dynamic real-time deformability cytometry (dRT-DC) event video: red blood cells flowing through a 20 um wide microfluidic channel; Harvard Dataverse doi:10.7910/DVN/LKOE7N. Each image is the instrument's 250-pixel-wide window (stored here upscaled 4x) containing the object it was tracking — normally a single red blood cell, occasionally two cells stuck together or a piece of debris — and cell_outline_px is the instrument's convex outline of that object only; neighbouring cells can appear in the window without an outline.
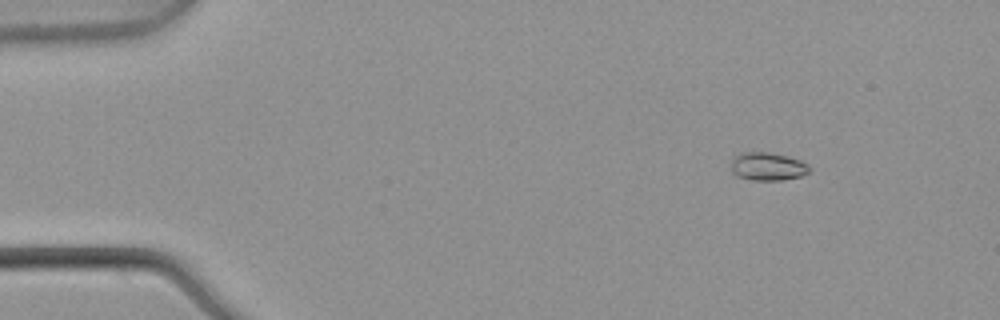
{"species": "common noctule bat (a hibernating species)", "species_latin": "Nyctalus noctula", "temperature_condition": "warm", "stored_images_in_passage": 6, "camera_frame_rate_fps": 3000, "um_per_image_px": 0.085, "animal": {"sex": "male", "body_mass_g": 21.5, "forearm_length_mm": 52.0}, "frame": {"image": 1, "passage_image": 1, "time_ms": 0.0, "image_size_px": [1000, 320], "cell_outline_px": [[812, 168], [808, 172], [800, 176], [784, 180], [752, 180], [736, 176], [732, 172], [732, 160], [740, 152], [768, 152], [788, 156], [800, 160], [808, 164]], "centroid_in_image_um": [65.27, 14.15], "position_along_channel_um": 19.7, "area_um2": 12.89}}
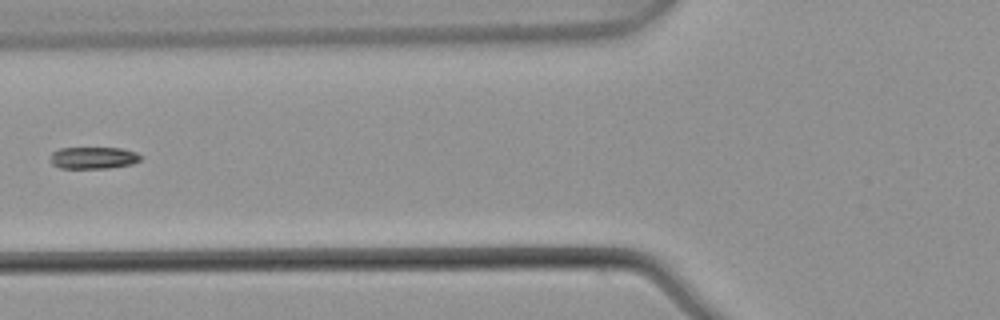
{"frame": {"image": 2, "passage_image": 5, "time_ms": 1.333, "image_size_px": [1000, 320], "cell_outline_px": [[140, 160], [132, 164], [108, 168], [60, 168], [52, 164], [52, 152], [60, 148], [120, 148], [136, 152], [140, 156]], "centroid_in_image_um": [7.94, 13.41], "position_along_channel_um": 117.9, "area_um2": 11.39}}
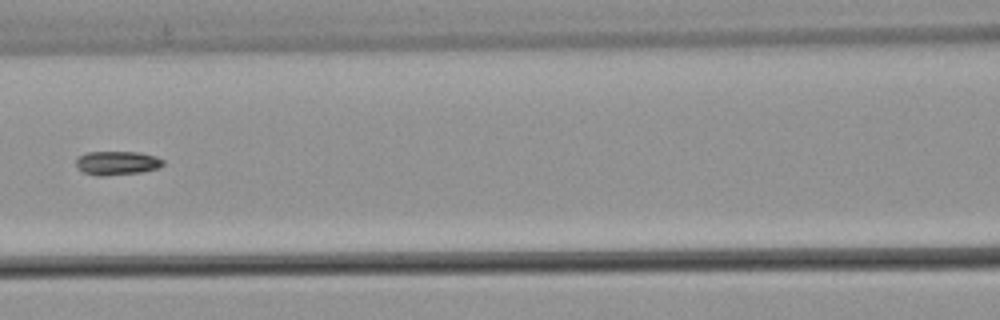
{"frame": {"image": 3, "passage_image": 6, "time_ms": 1.667, "image_size_px": [1000, 320], "cell_outline_px": [[164, 164], [160, 168], [140, 172], [104, 176], [96, 176], [84, 172], [76, 168], [76, 156], [88, 152], [136, 152], [156, 156], [164, 160]], "centroid_in_image_um": [9.93, 13.86], "position_along_channel_um": 156.7, "area_um2": 12.25}}